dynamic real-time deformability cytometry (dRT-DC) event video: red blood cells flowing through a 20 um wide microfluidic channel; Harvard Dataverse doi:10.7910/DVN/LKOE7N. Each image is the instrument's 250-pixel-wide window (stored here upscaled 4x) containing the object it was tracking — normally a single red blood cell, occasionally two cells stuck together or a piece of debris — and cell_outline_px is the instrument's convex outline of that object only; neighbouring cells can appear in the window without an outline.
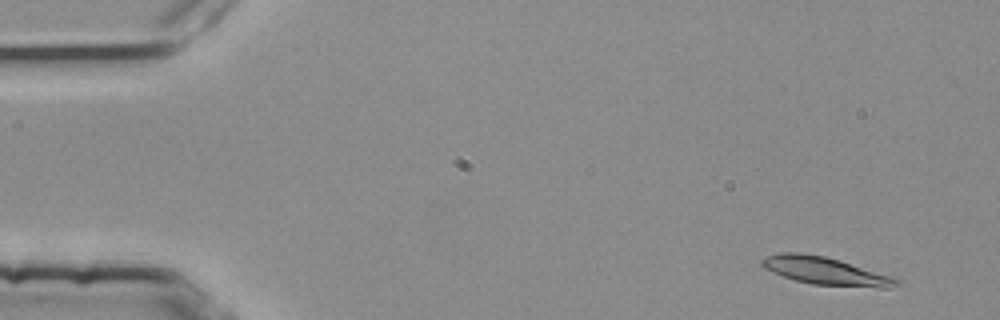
{"species": "common noctule bat (a hibernating species)", "species_latin": "Nyctalus noctula", "temperature_condition": "room temperature", "stored_images_in_passage": 4, "camera_frame_rate_fps": 3000, "um_per_image_px": 0.085, "animal": {"sex": "female", "body_mass_g": 25.1}, "frame": {"image": 1, "passage_image": 1, "time_ms": 0.0, "image_size_px": [1000, 320], "cell_outline_px": [[904, 284], [888, 288], [880, 288], [812, 284], [796, 280], [772, 272], [764, 268], [760, 264], [760, 260], [764, 256], [780, 252], [800, 252], [824, 256], [840, 260], [892, 276], [900, 280]], "centroid_in_image_um": [70.18, 23.03], "position_along_channel_um": 14.8, "area_um2": 21.96}}
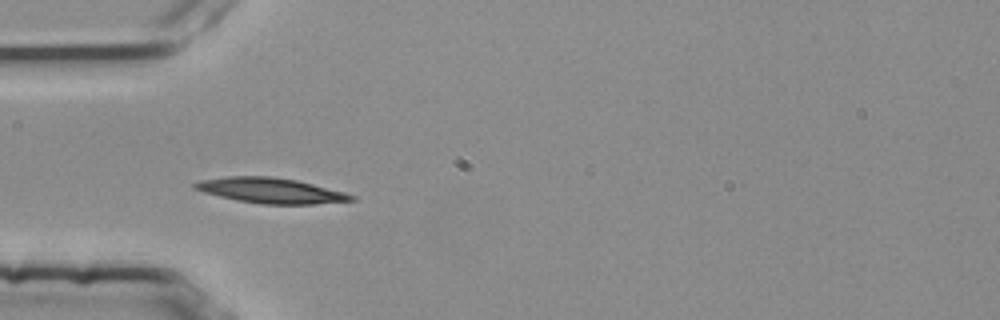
{"frame": {"image": 2, "passage_image": 4, "time_ms": 1.0, "image_size_px": [1000, 320], "cell_outline_px": [[356, 200], [316, 204], [260, 204], [236, 200], [204, 192], [192, 188], [192, 184], [200, 180], [228, 176], [272, 176], [296, 180], [344, 192], [356, 196]], "centroid_in_image_um": [23.0, 16.19], "position_along_channel_um": 62.0, "area_um2": 23.06}}